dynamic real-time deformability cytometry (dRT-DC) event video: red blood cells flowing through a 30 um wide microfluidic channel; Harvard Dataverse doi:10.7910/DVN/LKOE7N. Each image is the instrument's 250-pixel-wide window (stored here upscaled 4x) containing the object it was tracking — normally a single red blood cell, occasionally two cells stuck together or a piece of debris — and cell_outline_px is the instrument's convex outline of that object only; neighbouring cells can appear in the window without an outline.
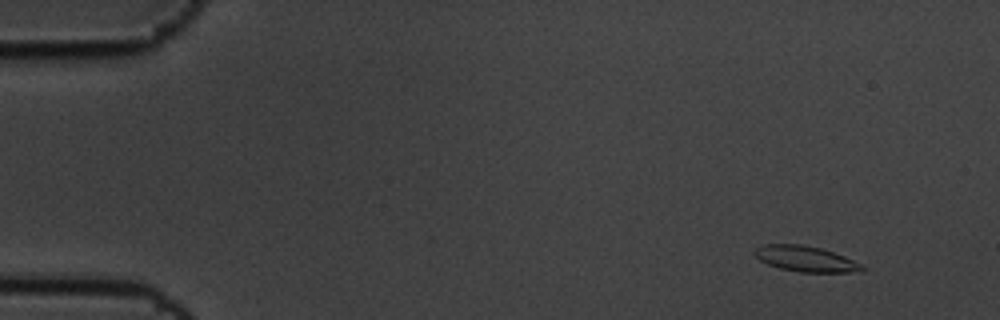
{"species": "common noctule bat (a hibernating species)", "species_latin": "Nyctalus noctula", "temperature_condition": "cold", "stored_images_in_passage": 9, "camera_frame_rate_fps": 3000, "um_per_image_px": 0.085, "animal": {"sex": "male", "body_mass_g": 19.5, "forearm_length_mm": 54.6}, "frame": {"image": 1, "passage_image": 2, "time_ms": 0.333, "image_size_px": [1000, 320], "cell_outline_px": [[868, 268], [860, 272], [800, 272], [780, 268], [768, 264], [760, 260], [752, 252], [756, 248], [764, 244], [800, 244], [820, 248], [844, 256], [864, 264]], "centroid_in_image_um": [68.53, 22.01], "position_along_channel_um": 16.5, "area_um2": 16.13}}
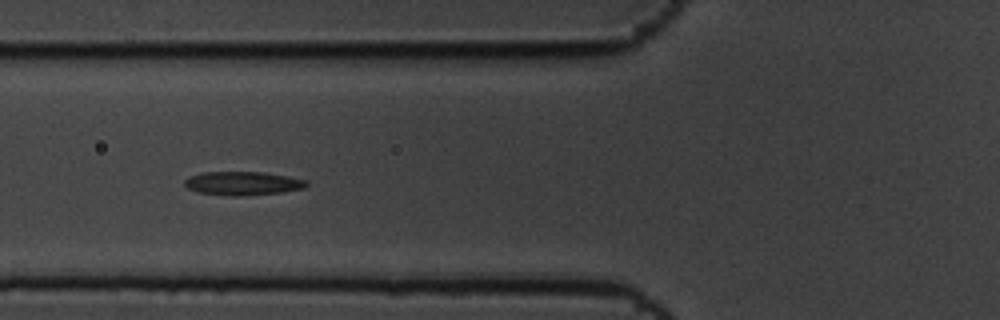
{"frame": {"image": 2, "passage_image": 7, "time_ms": 2.0, "image_size_px": [1000, 320], "cell_outline_px": [[308, 184], [304, 188], [284, 192], [240, 196], [232, 196], [200, 192], [188, 188], [184, 184], [184, 180], [188, 176], [204, 172], [264, 172], [288, 176], [308, 180]], "centroid_in_image_um": [20.66, 15.58], "position_along_channel_um": 105.1, "area_um2": 16.82}}
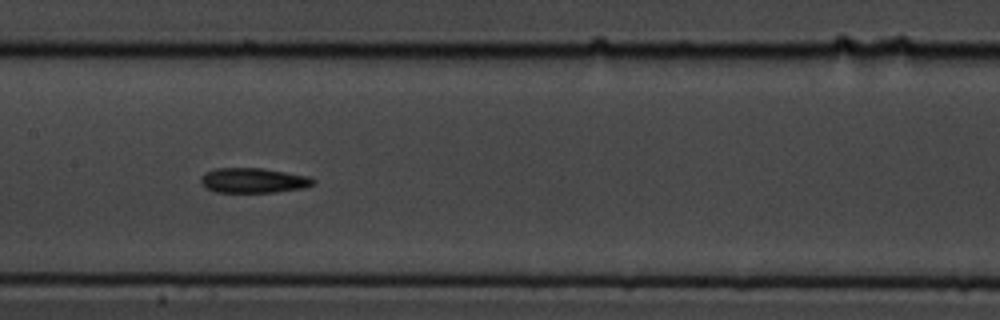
{"frame": {"image": 3, "passage_image": 9, "time_ms": 2.667, "image_size_px": [1000, 320], "cell_outline_px": [[316, 180], [312, 184], [304, 188], [276, 192], [216, 192], [208, 188], [200, 180], [200, 176], [204, 172], [216, 168], [264, 168], [312, 176]], "centroid_in_image_um": [21.58, 15.32], "position_along_channel_um": 185.8, "area_um2": 16.47}}